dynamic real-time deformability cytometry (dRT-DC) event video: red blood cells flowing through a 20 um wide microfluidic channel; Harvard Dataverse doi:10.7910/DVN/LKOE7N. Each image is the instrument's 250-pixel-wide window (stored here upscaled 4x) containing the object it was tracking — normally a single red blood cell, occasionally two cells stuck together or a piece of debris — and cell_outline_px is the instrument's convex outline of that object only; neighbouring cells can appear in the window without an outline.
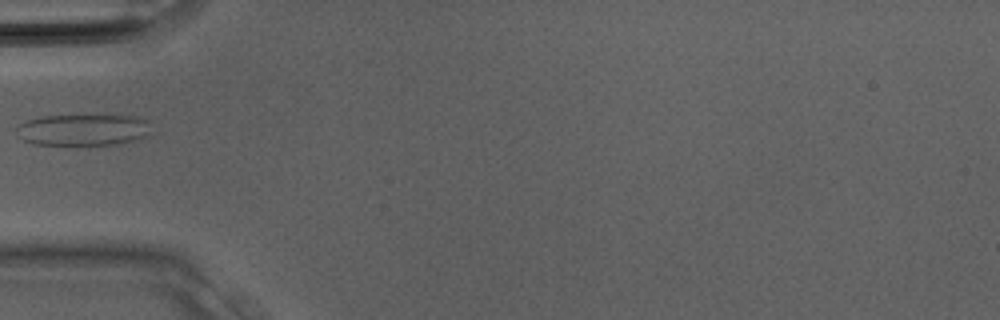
{"species": "Egyptian fruit bat (a non-hibernating species)", "species_latin": "Rousettus aegyptiacus", "temperature_condition": "room temperature", "stored_images_in_passage": 2, "camera_frame_rate_fps": 3000, "um_per_image_px": 0.085, "animal": {"sex": "male"}, "frame": {"image": 1, "passage_image": 1, "time_ms": 0.0, "image_size_px": [1000, 320], "cell_outline_px": [[148, 132], [144, 136], [120, 144], [68, 148], [36, 144], [24, 140], [16, 136], [16, 128], [24, 120], [40, 116], [140, 116], [148, 120]], "centroid_in_image_um": [6.97, 11.09], "position_along_channel_um": 78.0, "area_um2": 25.61}}